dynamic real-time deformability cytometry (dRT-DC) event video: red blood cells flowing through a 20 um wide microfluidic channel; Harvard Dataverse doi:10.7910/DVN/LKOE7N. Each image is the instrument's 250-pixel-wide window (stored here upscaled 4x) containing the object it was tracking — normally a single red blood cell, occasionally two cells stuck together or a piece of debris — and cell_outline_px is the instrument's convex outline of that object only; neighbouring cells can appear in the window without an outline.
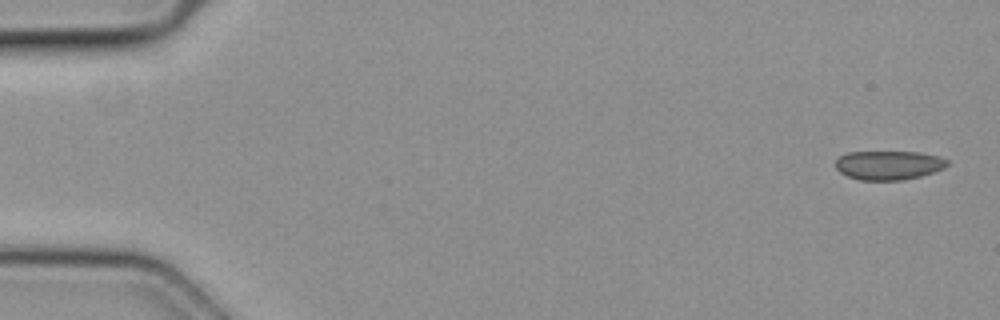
{"species": "common noctule bat (a hibernating species)", "species_latin": "Nyctalus noctula", "temperature_condition": "cold", "stored_images_in_passage": 48, "camera_frame_rate_fps": 3000, "um_per_image_px": 0.085, "animal": {"sex": "female", "body_mass_g": 19.3, "forearm_length_mm": 54.1}, "frame": {"image": 1, "passage_image": 1, "time_ms": 0.0, "image_size_px": [1000, 320], "cell_outline_px": [[948, 164], [944, 168], [920, 176], [904, 180], [860, 180], [848, 176], [840, 172], [836, 168], [836, 160], [840, 156], [848, 152], [920, 152], [940, 156], [948, 160]], "centroid_in_image_um": [75.55, 14.03], "position_along_channel_um": 9.5, "area_um2": 18.9}}
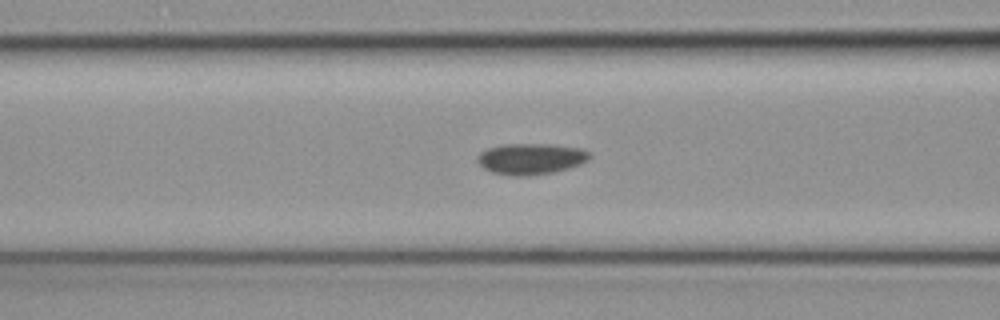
{"frame": {"image": 2, "passage_image": 19, "time_ms": 6.0, "image_size_px": [1000, 320], "cell_outline_px": [[592, 156], [588, 160], [580, 164], [568, 168], [552, 172], [524, 176], [516, 176], [492, 172], [484, 168], [476, 160], [476, 156], [480, 152], [488, 148], [500, 144], [552, 144], [580, 148], [588, 152]], "centroid_in_image_um": [45.1, 13.48], "position_along_channel_um": 121.5, "area_um2": 20.29}}
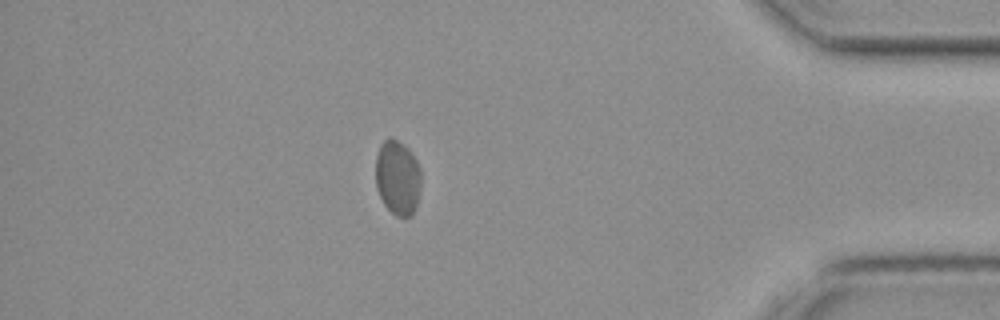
{"frame": {"image": 3, "passage_image": 42, "time_ms": 13.667, "image_size_px": [1000, 320], "cell_outline_px": [[420, 188], [416, 208], [408, 216], [396, 216], [384, 204], [376, 188], [376, 156], [380, 144], [388, 136], [404, 144], [412, 152], [420, 168]], "centroid_in_image_um": [33.79, 15.06], "position_along_channel_um": 401.4, "area_um2": 19.83}}